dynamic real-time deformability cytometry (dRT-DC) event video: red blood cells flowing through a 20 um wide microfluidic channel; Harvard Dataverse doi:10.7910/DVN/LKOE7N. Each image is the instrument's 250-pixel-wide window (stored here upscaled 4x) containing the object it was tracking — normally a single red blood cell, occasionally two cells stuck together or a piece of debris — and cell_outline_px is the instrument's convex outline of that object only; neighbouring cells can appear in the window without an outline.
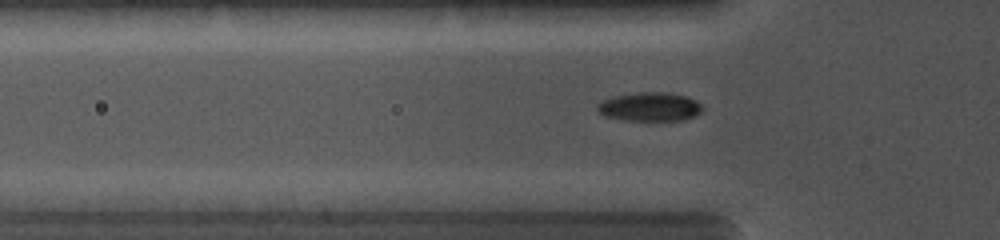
{"species": "common noctule bat (a hibernating species)", "species_latin": "Nyctalus noctula", "temperature_condition": "cold", "stored_images_in_passage": 36, "camera_frame_rate_fps": 5000, "um_per_image_px": 0.085, "animal": {"sex": "female", "body_mass_g": 19.0, "forearm_length_mm": 56.7}, "frame": {"image": 1, "passage_image": 31, "time_ms": 4.2, "image_size_px": [1000, 240], "cell_outline_px": [[704, 108], [696, 116], [684, 120], [624, 120], [604, 116], [596, 108], [596, 104], [612, 96], [640, 92], [664, 92], [684, 96], [696, 100]], "centroid_in_image_um": [55.23, 9.08], "position_along_channel_um": 70.6, "area_um2": 17.63}}